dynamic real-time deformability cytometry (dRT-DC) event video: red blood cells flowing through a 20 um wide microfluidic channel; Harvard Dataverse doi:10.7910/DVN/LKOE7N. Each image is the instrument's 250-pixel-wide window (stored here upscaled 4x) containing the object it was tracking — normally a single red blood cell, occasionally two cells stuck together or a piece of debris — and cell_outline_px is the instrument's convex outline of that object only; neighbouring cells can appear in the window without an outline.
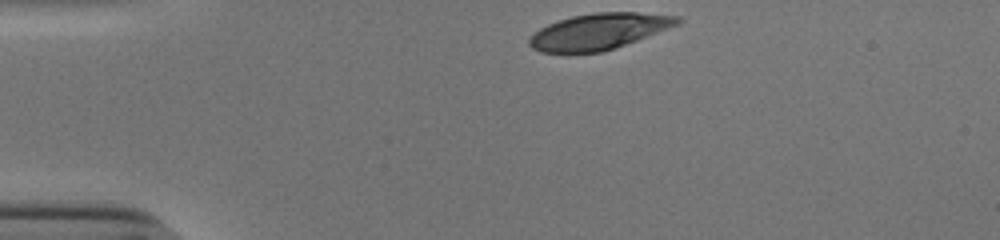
{"species": "human", "species_latin": "Homo sapiens", "temperature_condition": "cold", "stored_images_in_passage": 33, "camera_frame_rate_fps": 3000, "um_per_image_px": 0.085, "donor": {"sex": "male"}, "frame": {"image": 1, "passage_image": 1, "time_ms": 0.0, "image_size_px": [1000, 240], "cell_outline_px": [[684, 20], [680, 24], [636, 40], [600, 52], [540, 52], [532, 48], [528, 44], [528, 40], [540, 28], [548, 24], [572, 16], [596, 12], [636, 12], [680, 16]], "centroid_in_image_um": [50.93, 2.65], "position_along_channel_um": 34.1, "area_um2": 30.75}}
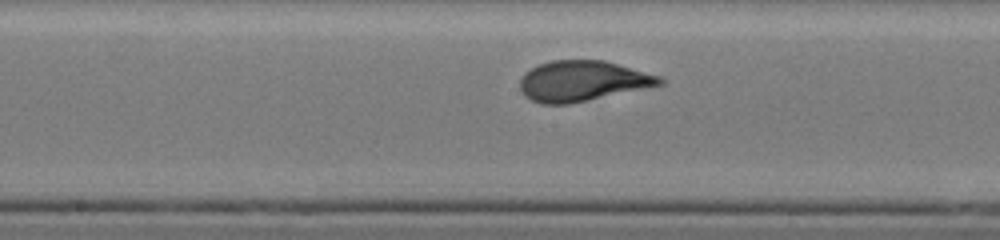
{"frame": {"image": 2, "passage_image": 18, "time_ms": 5.667, "image_size_px": [1000, 240], "cell_outline_px": [[664, 84], [568, 104], [540, 104], [524, 96], [520, 88], [520, 80], [524, 72], [540, 64], [552, 60], [604, 60], [660, 76], [664, 80]], "centroid_in_image_um": [49.48, 6.88], "position_along_channel_um": 198.7, "area_um2": 32.71}}
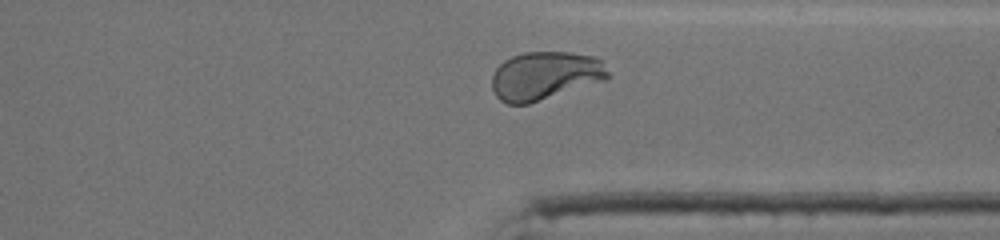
{"frame": {"image": 3, "passage_image": 31, "time_ms": 10.0, "image_size_px": [1000, 240], "cell_outline_px": [[612, 76], [608, 80], [528, 104], [508, 104], [500, 100], [496, 96], [492, 88], [492, 76], [496, 68], [504, 60], [512, 56], [524, 52], [568, 52], [596, 56], [600, 60]], "centroid_in_image_um": [46.36, 6.44], "position_along_channel_um": 365.0, "area_um2": 33.0}, "authors_computed_cell_mechanics": {"area_um2": 32.7148, "velocity_mm_per_s": 3.8291, "shape_relaxation_time_tau1_ms": 3.1964, "shape_relaxation_time_tau2_ms": null, "deformation_change_tau1": 0.1922, "deformation_change_tau2": null}}